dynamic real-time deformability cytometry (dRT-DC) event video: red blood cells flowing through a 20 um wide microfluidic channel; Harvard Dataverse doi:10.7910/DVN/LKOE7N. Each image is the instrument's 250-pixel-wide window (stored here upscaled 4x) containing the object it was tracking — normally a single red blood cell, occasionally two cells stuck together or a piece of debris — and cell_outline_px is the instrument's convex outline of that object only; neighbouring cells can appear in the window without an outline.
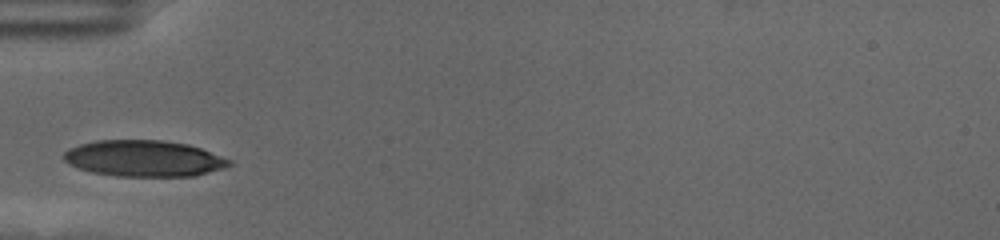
{"species": "human", "species_latin": "Homo sapiens", "temperature_condition": "cold", "stored_images_in_passage": 29, "camera_frame_rate_fps": 3000, "um_per_image_px": 0.085, "donor": {"sex": "female"}, "frame": {"image": 1, "passage_image": 1, "time_ms": 0.0, "image_size_px": [1000, 240], "cell_outline_px": [[232, 164], [224, 168], [196, 176], [120, 176], [92, 172], [80, 168], [64, 160], [64, 152], [68, 148], [80, 144], [96, 140], [164, 140], [188, 144], [200, 148], [232, 160]], "centroid_in_image_um": [12.27, 13.46], "position_along_channel_um": 72.7, "area_um2": 34.85}}
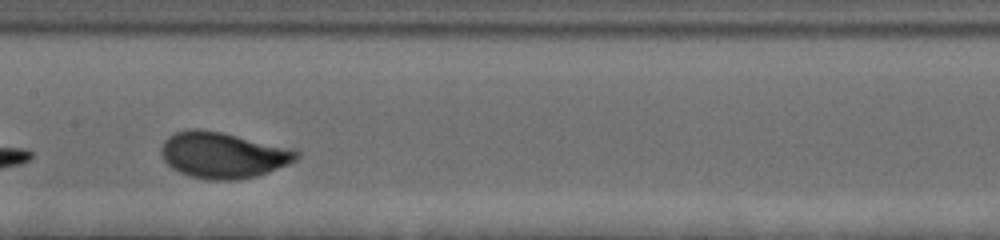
{"frame": {"image": 2, "passage_image": 11, "time_ms": 3.333, "image_size_px": [1000, 240], "cell_outline_px": [[300, 156], [296, 160], [288, 164], [268, 172], [256, 176], [236, 180], [208, 180], [188, 176], [172, 168], [164, 160], [160, 152], [160, 148], [164, 140], [168, 136], [176, 132], [188, 128], [196, 128], [220, 132], [296, 148], [300, 152]], "centroid_in_image_um": [18.97, 13.18], "position_along_channel_um": 188.4, "area_um2": 36.7}}
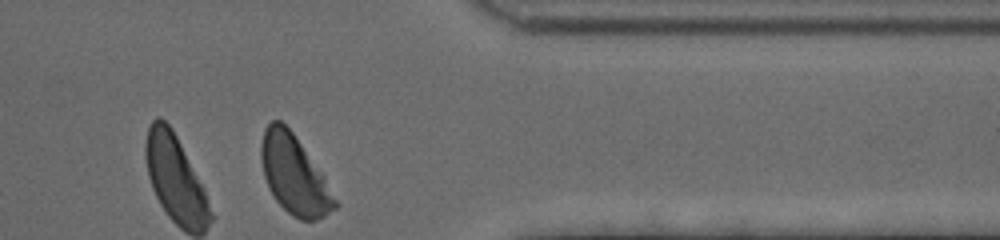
{"frame": {"image": 3, "passage_image": 29, "time_ms": 9.333, "image_size_px": [1000, 240], "cell_outline_px": [[340, 204], [336, 208], [324, 216], [316, 220], [300, 220], [292, 216], [276, 200], [268, 188], [264, 176], [260, 156], [260, 144], [264, 128], [272, 120], [280, 120], [292, 132], [324, 176]], "centroid_in_image_um": [25.01, 14.87], "position_along_channel_um": 386.4, "area_um2": 33.76}, "authors_computed_cell_mechanics": {"area_um2": 34.1598, "velocity_mm_per_s": 3.473, "shape_relaxation_time_tau1_ms": 1.8876, "shape_relaxation_time_tau2_ms": null, "deformation_change_tau1": 0.1102, "deformation_change_tau2": null}}